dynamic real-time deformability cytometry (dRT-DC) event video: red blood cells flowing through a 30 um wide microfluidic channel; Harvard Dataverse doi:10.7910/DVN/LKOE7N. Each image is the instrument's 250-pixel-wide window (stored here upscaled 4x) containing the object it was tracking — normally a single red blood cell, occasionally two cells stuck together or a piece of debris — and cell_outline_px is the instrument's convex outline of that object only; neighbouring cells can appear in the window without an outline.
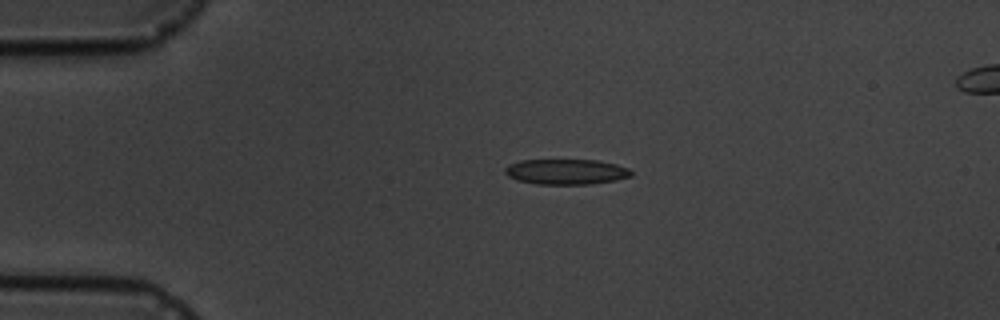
{"species": "common noctule bat (a hibernating species)", "species_latin": "Nyctalus noctula", "temperature_condition": "cold", "stored_images_in_passage": 5, "camera_frame_rate_fps": 3000, "um_per_image_px": 0.085, "animal": {"sex": "male", "body_mass_g": 19.5, "forearm_length_mm": 54.6}, "frame": {"image": 1, "passage_image": 3, "time_ms": 2.333, "image_size_px": [1000, 320], "cell_outline_px": [[632, 176], [616, 180], [592, 184], [536, 184], [516, 180], [508, 176], [504, 172], [504, 168], [508, 164], [520, 160], [596, 160], [616, 164], [628, 168], [632, 172]], "centroid_in_image_um": [48.1, 14.6], "position_along_channel_um": 36.9, "area_um2": 18.79}}